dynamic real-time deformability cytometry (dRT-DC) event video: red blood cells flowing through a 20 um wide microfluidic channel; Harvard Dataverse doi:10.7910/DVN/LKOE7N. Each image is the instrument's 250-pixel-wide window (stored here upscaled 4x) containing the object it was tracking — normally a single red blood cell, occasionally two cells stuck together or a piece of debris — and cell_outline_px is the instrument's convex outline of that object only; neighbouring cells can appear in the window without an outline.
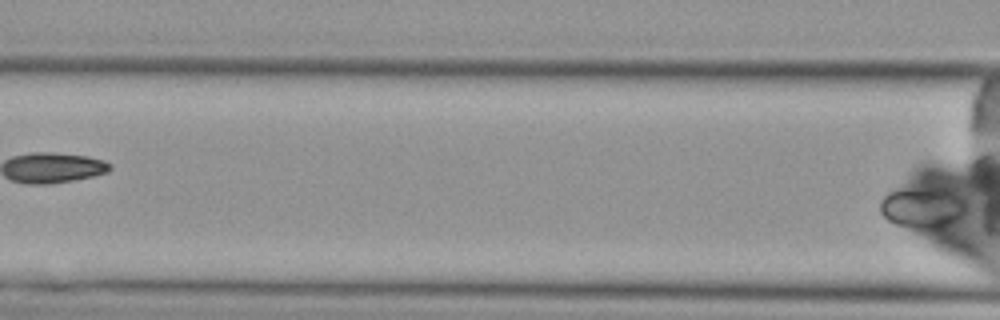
{"species": "Egyptian fruit bat (a non-hibernating species)", "species_latin": "Rousettus aegyptiacus", "temperature_condition": "cold", "stored_images_in_passage": 5, "camera_frame_rate_fps": 3000, "um_per_image_px": 0.085, "animal": {"sex": "female"}, "frame": {"image": 1, "passage_image": 5, "time_ms": 4.667, "image_size_px": [1000, 320], "cell_outline_px": [[968, 204], [964, 216], [960, 220], [952, 224], [924, 236], [912, 232], [892, 224], [880, 212], [880, 196], [888, 188], [900, 184], [948, 184], [964, 196], [968, 200]], "centroid_in_image_um": [78.45, 17.58], "position_along_channel_um": 88.2, "area_um2": 25.14}}